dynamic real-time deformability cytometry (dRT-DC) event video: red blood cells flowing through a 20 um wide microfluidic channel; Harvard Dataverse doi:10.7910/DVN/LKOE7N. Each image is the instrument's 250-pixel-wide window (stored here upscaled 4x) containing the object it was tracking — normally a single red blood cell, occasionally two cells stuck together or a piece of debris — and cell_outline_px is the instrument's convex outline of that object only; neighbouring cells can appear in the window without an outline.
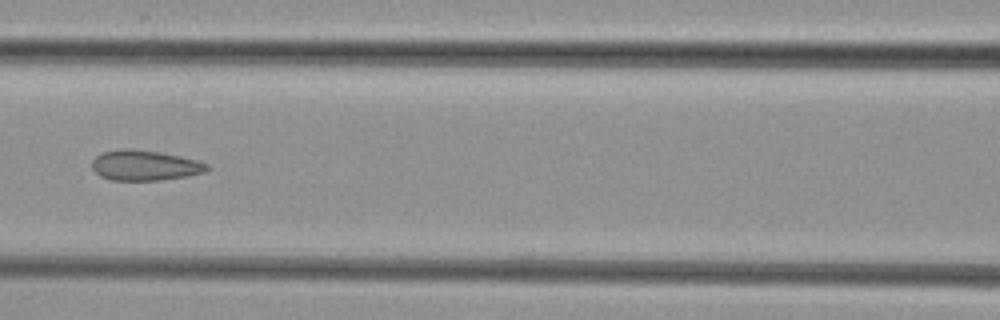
{"species": "common noctule bat (a hibernating species)", "species_latin": "Nyctalus noctula", "temperature_condition": "cold", "stored_images_in_passage": 7, "camera_frame_rate_fps": 3000, "um_per_image_px": 0.085, "animal": {"sex": "female", "body_mass_g": 29.2, "forearm_length_mm": 56.3}, "frame": {"image": 1, "passage_image": 7, "time_ms": 7.667, "image_size_px": [1000, 320], "cell_outline_px": [[212, 168], [204, 172], [188, 176], [160, 180], [112, 180], [100, 176], [92, 168], [92, 160], [96, 156], [104, 152], [160, 152], [200, 160], [208, 164]], "centroid_in_image_um": [12.41, 14.11], "position_along_channel_um": 154.2, "area_um2": 19.54}}